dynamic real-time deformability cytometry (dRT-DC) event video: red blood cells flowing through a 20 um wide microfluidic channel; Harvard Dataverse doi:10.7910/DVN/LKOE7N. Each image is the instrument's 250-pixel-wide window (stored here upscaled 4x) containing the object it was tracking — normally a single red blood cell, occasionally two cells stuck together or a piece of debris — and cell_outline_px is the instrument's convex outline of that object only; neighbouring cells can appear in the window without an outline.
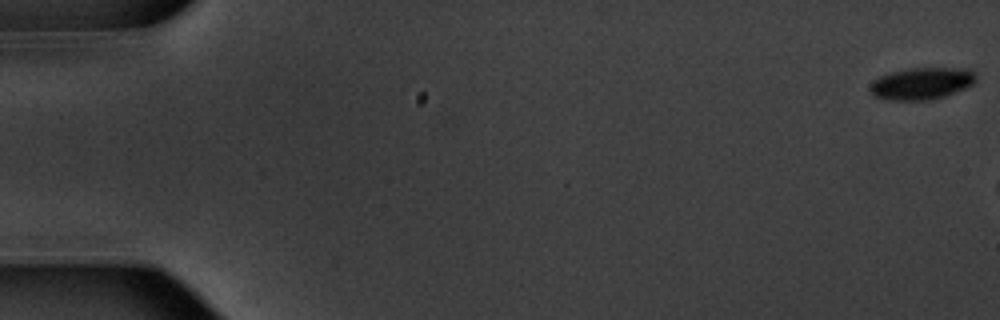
{"species": "common noctule bat (a hibernating species)", "species_latin": "Nyctalus noctula", "temperature_condition": "warm", "stored_images_in_passage": 8, "camera_frame_rate_fps": 3000, "um_per_image_px": 0.085, "animal": {"sex": "male", "body_mass_g": 20.1, "forearm_length_mm": 53.5}, "frame": {"image": 1, "passage_image": 1, "time_ms": 0.0, "image_size_px": [1000, 320], "cell_outline_px": [[976, 80], [972, 84], [964, 88], [944, 96], [928, 100], [888, 100], [872, 96], [868, 92], [868, 88], [880, 76], [892, 72], [912, 68], [968, 68], [976, 76]], "centroid_in_image_um": [78.31, 7.1], "position_along_channel_um": 6.7, "area_um2": 19.59}}